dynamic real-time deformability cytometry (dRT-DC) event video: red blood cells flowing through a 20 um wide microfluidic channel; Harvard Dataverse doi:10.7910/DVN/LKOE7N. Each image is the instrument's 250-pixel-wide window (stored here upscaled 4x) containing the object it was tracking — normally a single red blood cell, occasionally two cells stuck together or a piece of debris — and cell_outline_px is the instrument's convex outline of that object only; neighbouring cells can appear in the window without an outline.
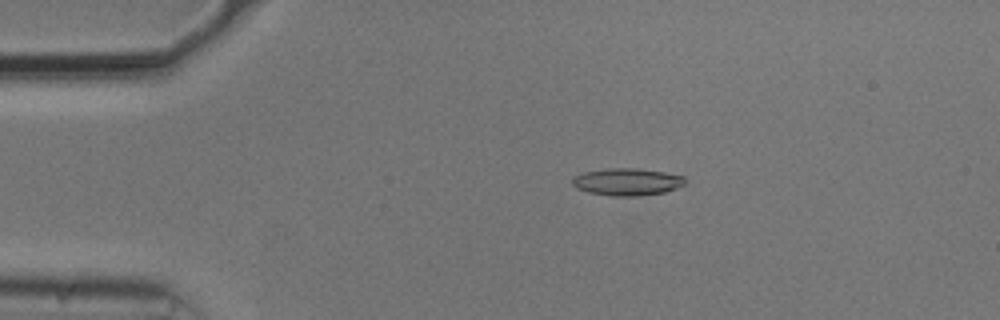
{"species": "common noctule bat (a hibernating species)", "species_latin": "Nyctalus noctula", "temperature_condition": "cold", "stored_images_in_passage": 55, "camera_frame_rate_fps": 3000, "um_per_image_px": 0.085, "animal": {"sex": "male", "body_mass_g": 20.5, "forearm_length_mm": 52.5}, "frame": {"image": 1, "passage_image": 11, "time_ms": 3.333, "image_size_px": [1000, 320], "cell_outline_px": [[684, 184], [676, 188], [664, 192], [636, 196], [612, 196], [588, 192], [576, 188], [572, 184], [572, 180], [576, 176], [584, 172], [608, 168], [636, 168], [664, 172], [684, 176]], "centroid_in_image_um": [53.29, 15.45], "position_along_channel_um": 31.7, "area_um2": 17.74}}
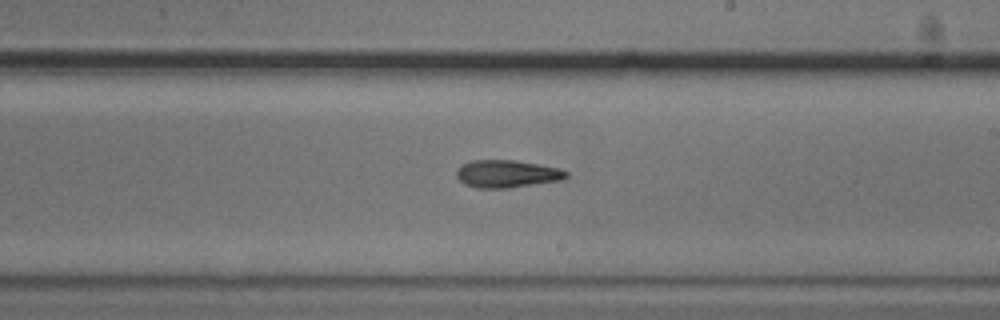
{"frame": {"image": 2, "passage_image": 32, "time_ms": 10.333, "image_size_px": [1000, 320], "cell_outline_px": [[568, 176], [564, 180], [508, 188], [476, 188], [464, 184], [456, 176], [456, 172], [464, 164], [472, 160], [516, 160], [556, 168], [568, 172]], "centroid_in_image_um": [43.1, 14.79], "position_along_channel_um": 245.9, "area_um2": 17.51}}
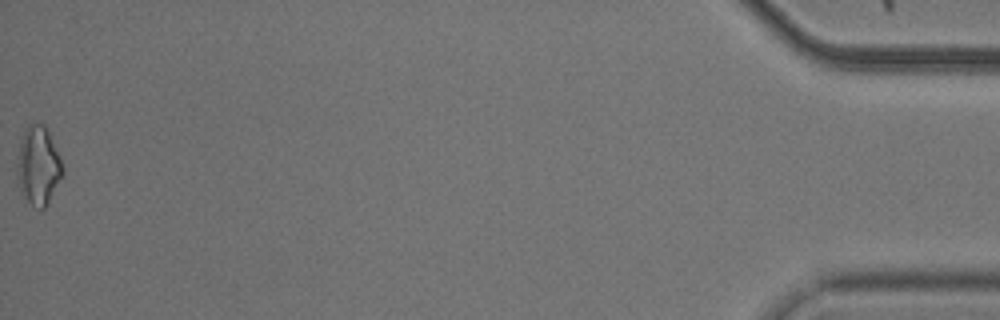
{"frame": {"image": 3, "passage_image": 55, "time_ms": 18.0, "image_size_px": [1000, 320], "cell_outline_px": [[64, 172], [44, 208], [40, 208], [32, 204], [24, 196], [20, 188], [16, 176], [16, 164], [20, 144], [24, 128], [28, 124], [44, 124], [48, 132], [64, 168]], "centroid_in_image_um": [3.23, 14.05], "position_along_channel_um": 432.0, "area_um2": 20.35}, "authors_computed_cell_mechanics": {"area_um2": 17.4556, "velocity_mm_per_s": 3.716, "shape_relaxation_time_tau1_ms": 5.0966, "shape_relaxation_time_tau2_ms": 2.5376, "deformation_change_tau1": 0.1402, "deformation_change_tau2": 0.1029}}